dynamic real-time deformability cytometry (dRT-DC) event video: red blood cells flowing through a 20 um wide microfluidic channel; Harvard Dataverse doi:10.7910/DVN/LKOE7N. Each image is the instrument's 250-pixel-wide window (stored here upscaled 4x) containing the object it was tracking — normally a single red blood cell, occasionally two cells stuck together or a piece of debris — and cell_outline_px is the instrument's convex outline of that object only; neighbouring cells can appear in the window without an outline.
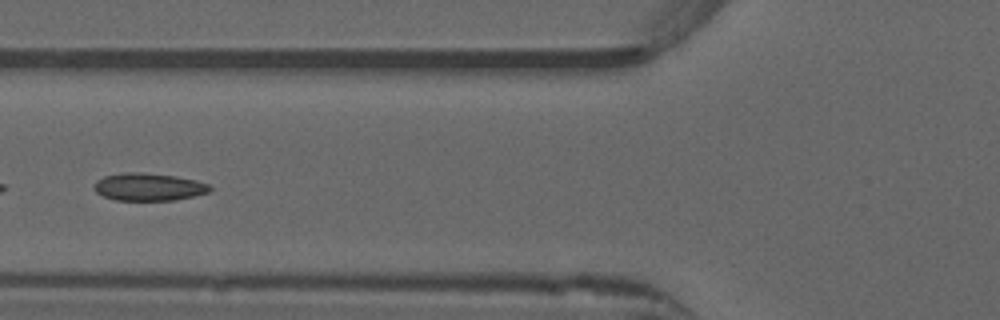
{"species": "common noctule bat (a hibernating species)", "species_latin": "Nyctalus noctula", "temperature_condition": "warm", "stored_images_in_passage": 27, "camera_frame_rate_fps": 3000, "um_per_image_px": 0.085, "animal": {"sex": "male", "forearm_length_mm": 52.5}, "frame": {"image": 1, "passage_image": 20, "time_ms": 6.333, "image_size_px": [1000, 320], "cell_outline_px": [[212, 188], [208, 192], [176, 200], [116, 200], [104, 196], [96, 192], [92, 188], [96, 180], [104, 176], [124, 172], [140, 172], [176, 176], [196, 180], [208, 184]], "centroid_in_image_um": [12.6, 15.88], "position_along_channel_um": 113.2, "area_um2": 18.61}}
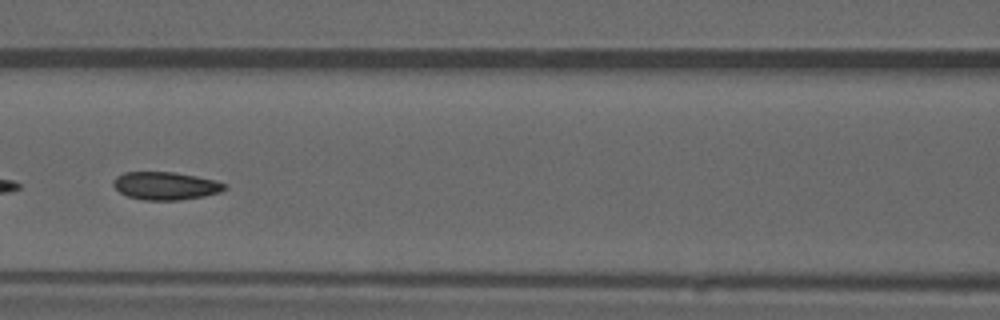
{"frame": {"image": 2, "passage_image": 23, "time_ms": 7.333, "image_size_px": [1000, 320], "cell_outline_px": [[228, 188], [220, 192], [204, 196], [180, 200], [144, 200], [128, 196], [120, 192], [112, 184], [112, 180], [116, 176], [124, 172], [172, 172], [196, 176], [216, 180], [228, 184]], "centroid_in_image_um": [14.1, 15.79], "position_along_channel_um": 152.5, "area_um2": 18.21}}